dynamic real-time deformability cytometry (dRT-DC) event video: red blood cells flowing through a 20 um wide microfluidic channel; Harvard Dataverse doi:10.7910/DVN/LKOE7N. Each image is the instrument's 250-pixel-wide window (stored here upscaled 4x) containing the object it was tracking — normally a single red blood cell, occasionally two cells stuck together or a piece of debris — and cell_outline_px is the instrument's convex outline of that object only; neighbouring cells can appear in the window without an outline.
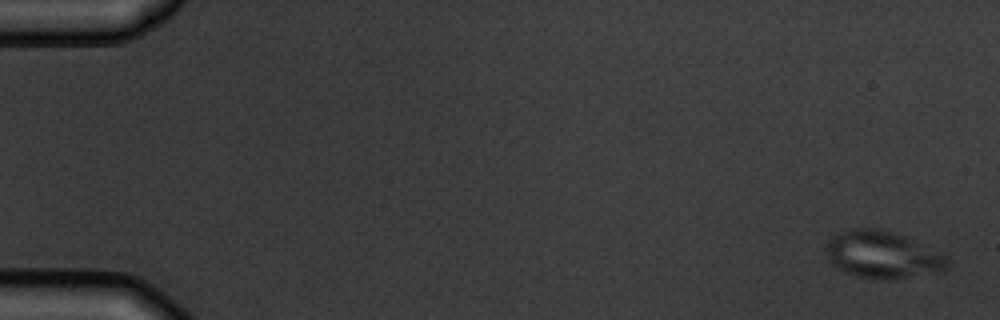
{"species": "common noctule bat (a hibernating species)", "species_latin": "Nyctalus noctula", "temperature_condition": "warm", "stored_images_in_passage": 6, "camera_frame_rate_fps": 3000, "um_per_image_px": 0.085, "animal": {"sex": "male", "body_mass_g": 19.5, "forearm_length_mm": 54.6}, "frame": {"image": 1, "passage_image": 1, "time_ms": 0.0, "image_size_px": [1000, 320], "cell_outline_px": [[948, 268], [944, 272], [892, 280], [856, 276], [844, 272], [828, 264], [824, 256], [824, 244], [836, 232], [848, 228], [880, 228], [896, 232], [944, 252], [948, 256]], "centroid_in_image_um": [75.0, 21.64], "position_along_channel_um": 10.0, "area_um2": 34.91}}